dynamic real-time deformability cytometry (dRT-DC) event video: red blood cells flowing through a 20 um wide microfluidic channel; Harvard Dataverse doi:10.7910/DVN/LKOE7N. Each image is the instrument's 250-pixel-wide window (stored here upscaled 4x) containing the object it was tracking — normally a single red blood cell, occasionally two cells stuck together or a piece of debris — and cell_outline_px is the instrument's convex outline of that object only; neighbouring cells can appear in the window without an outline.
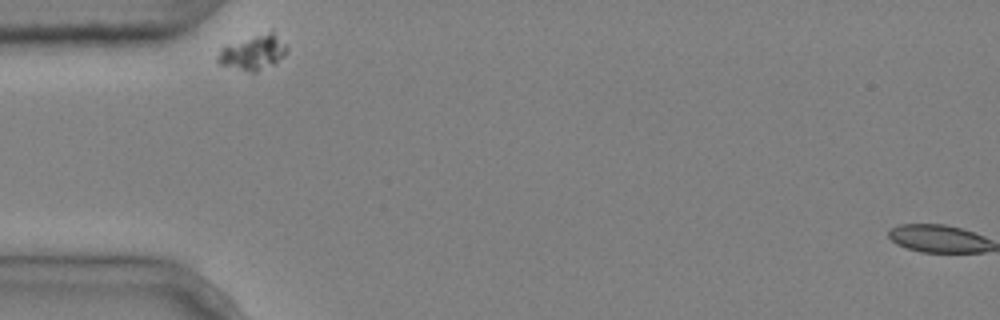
{"species": "common noctule bat (a hibernating species)", "species_latin": "Nyctalus noctula", "temperature_condition": "cold", "stored_images_in_passage": 2, "camera_frame_rate_fps": 3000, "um_per_image_px": 0.085, "animal": {"sex": "male", "body_mass_g": 20.4}, "frame": {"image": 1, "passage_image": 1, "time_ms": 0.0, "image_size_px": [1000, 320], "cell_outline_px": [[288, 52], [284, 56], [272, 64], [256, 72], [252, 72], [220, 64], [216, 60], [216, 56], [220, 48], [272, 28], [288, 48]], "centroid_in_image_um": [21.54, 4.42], "position_along_channel_um": 63.5, "area_um2": 14.05}}